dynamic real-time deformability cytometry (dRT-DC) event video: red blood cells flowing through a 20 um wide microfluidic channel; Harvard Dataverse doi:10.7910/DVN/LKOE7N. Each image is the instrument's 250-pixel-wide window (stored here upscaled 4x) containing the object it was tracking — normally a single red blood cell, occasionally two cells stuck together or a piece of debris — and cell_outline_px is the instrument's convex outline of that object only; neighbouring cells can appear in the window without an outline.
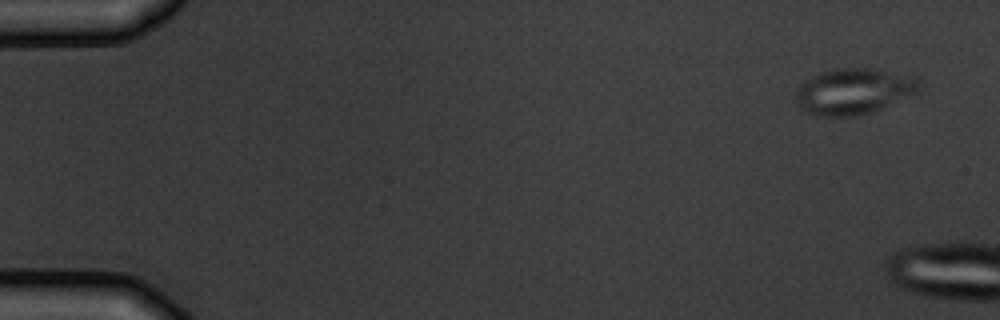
{"species": "common noctule bat (a hibernating species)", "species_latin": "Nyctalus noctula", "temperature_condition": "warm", "stored_images_in_passage": 3, "camera_frame_rate_fps": 3000, "um_per_image_px": 0.085, "animal": {"sex": "male", "body_mass_g": 19.5, "forearm_length_mm": 54.6}, "frame": {"image": 1, "passage_image": 1, "time_ms": 0.0, "image_size_px": [1000, 320], "cell_outline_px": [[920, 88], [916, 92], [872, 112], [852, 116], [816, 116], [804, 112], [800, 108], [796, 100], [796, 92], [800, 84], [804, 80], [820, 72], [836, 68], [872, 68], [916, 76], [920, 80]], "centroid_in_image_um": [72.53, 7.75], "position_along_channel_um": 12.5, "area_um2": 33.12}}